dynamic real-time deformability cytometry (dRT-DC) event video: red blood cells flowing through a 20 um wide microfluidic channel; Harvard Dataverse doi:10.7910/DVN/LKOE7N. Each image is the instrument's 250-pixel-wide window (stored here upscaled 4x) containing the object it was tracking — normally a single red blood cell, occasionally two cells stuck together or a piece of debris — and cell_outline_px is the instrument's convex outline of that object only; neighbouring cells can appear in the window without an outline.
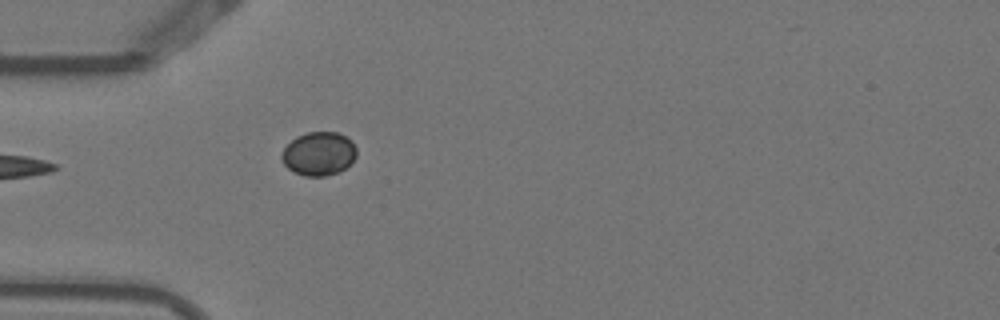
{"species": "Egyptian fruit bat (a non-hibernating species)", "species_latin": "Rousettus aegyptiacus", "temperature_condition": "warm", "stored_images_in_passage": 5, "camera_frame_rate_fps": 3000, "um_per_image_px": 0.085, "animal": {"sex": "female"}, "frame": {"image": 1, "passage_image": 5, "time_ms": 1.333, "image_size_px": [1000, 320], "cell_outline_px": [[356, 156], [340, 172], [324, 176], [304, 176], [292, 172], [284, 164], [280, 156], [284, 148], [296, 136], [308, 132], [336, 132], [352, 140], [356, 148]], "centroid_in_image_um": [27.08, 13.07], "position_along_channel_um": 57.9, "area_um2": 19.02}}